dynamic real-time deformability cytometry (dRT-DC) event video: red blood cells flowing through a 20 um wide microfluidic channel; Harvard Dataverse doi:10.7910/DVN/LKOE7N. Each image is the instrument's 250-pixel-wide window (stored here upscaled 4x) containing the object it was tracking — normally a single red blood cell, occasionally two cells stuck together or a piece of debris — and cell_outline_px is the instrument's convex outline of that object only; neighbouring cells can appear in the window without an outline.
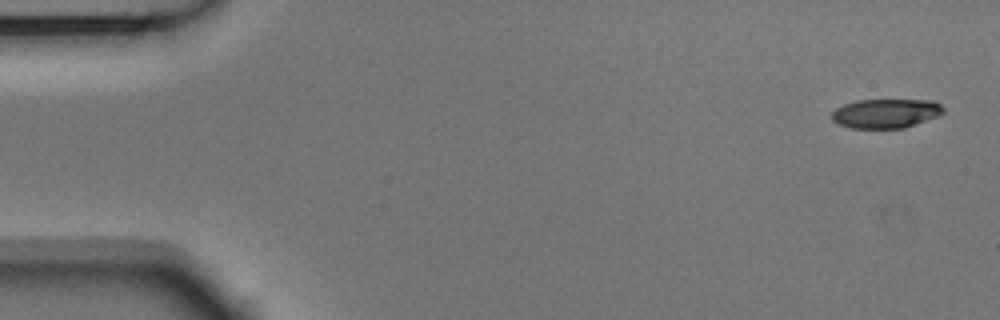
{"species": "Egyptian fruit bat (a non-hibernating species)", "species_latin": "Rousettus aegyptiacus", "temperature_condition": "room temperature", "stored_images_in_passage": 4, "camera_frame_rate_fps": 3000, "um_per_image_px": 0.085, "animal": {"sex": "male"}, "frame": {"image": 1, "passage_image": 1, "time_ms": 0.0, "image_size_px": [1000, 320], "cell_outline_px": [[944, 112], [936, 116], [904, 128], [852, 128], [836, 124], [832, 120], [832, 112], [836, 108], [844, 104], [856, 100], [932, 100], [940, 104], [944, 108]], "centroid_in_image_um": [75.26, 9.63], "position_along_channel_um": 9.7, "area_um2": 18.96}}
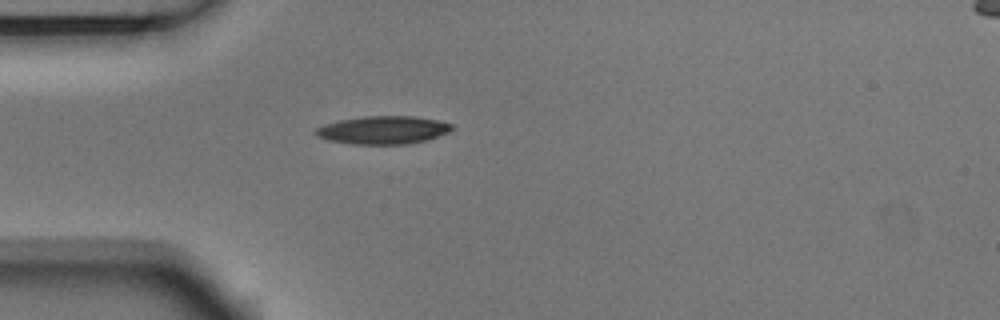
{"frame": {"image": 2, "passage_image": 4, "time_ms": 1.0, "image_size_px": [1000, 320], "cell_outline_px": [[452, 128], [448, 132], [428, 140], [408, 144], [352, 144], [328, 140], [316, 136], [312, 132], [316, 128], [324, 124], [340, 120], [364, 116], [412, 116], [436, 120], [452, 124]], "centroid_in_image_um": [32.52, 11.06], "position_along_channel_um": 52.5, "area_um2": 22.25}}